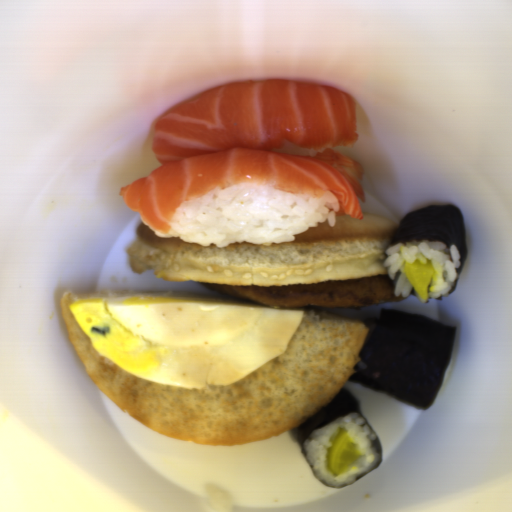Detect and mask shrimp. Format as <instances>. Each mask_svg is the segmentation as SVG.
<instances>
[{
  "mask_svg": "<svg viewBox=\"0 0 512 512\" xmlns=\"http://www.w3.org/2000/svg\"><path fill=\"white\" fill-rule=\"evenodd\" d=\"M303 157L319 159L335 168L349 184L357 199L365 203V191L361 183L365 168L356 160L330 148L324 149L313 156Z\"/></svg>",
  "mask_w": 512,
  "mask_h": 512,
  "instance_id": "1",
  "label": "shrimp"
}]
</instances>
